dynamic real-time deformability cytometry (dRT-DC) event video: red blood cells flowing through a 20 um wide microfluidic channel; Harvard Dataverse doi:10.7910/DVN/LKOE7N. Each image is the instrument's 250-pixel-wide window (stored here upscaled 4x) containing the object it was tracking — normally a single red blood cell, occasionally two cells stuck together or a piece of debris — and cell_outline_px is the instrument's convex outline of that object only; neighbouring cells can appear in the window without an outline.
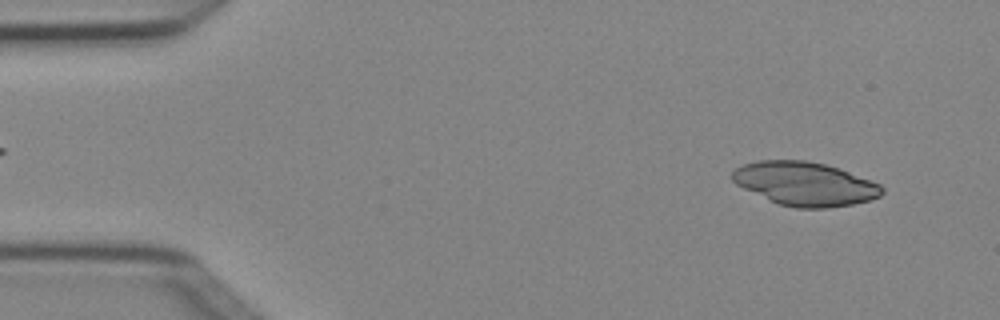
{"species": "Egyptian fruit bat (a non-hibernating species)", "species_latin": "Rousettus aegyptiacus", "temperature_condition": "cold", "stored_images_in_passage": 5, "camera_frame_rate_fps": 3000, "um_per_image_px": 0.085, "animal": {"sex": "female"}, "frame": {"image": 1, "passage_image": 1, "time_ms": 0.0, "image_size_px": [1000, 320], "cell_outline_px": [[884, 192], [880, 196], [872, 200], [852, 204], [828, 208], [796, 208], [780, 204], [744, 188], [736, 184], [732, 180], [732, 172], [736, 168], [744, 164], [756, 160], [804, 160], [824, 164], [848, 172], [880, 184], [884, 188]], "centroid_in_image_um": [68.43, 15.62], "position_along_channel_um": 16.6, "area_um2": 37.74}}